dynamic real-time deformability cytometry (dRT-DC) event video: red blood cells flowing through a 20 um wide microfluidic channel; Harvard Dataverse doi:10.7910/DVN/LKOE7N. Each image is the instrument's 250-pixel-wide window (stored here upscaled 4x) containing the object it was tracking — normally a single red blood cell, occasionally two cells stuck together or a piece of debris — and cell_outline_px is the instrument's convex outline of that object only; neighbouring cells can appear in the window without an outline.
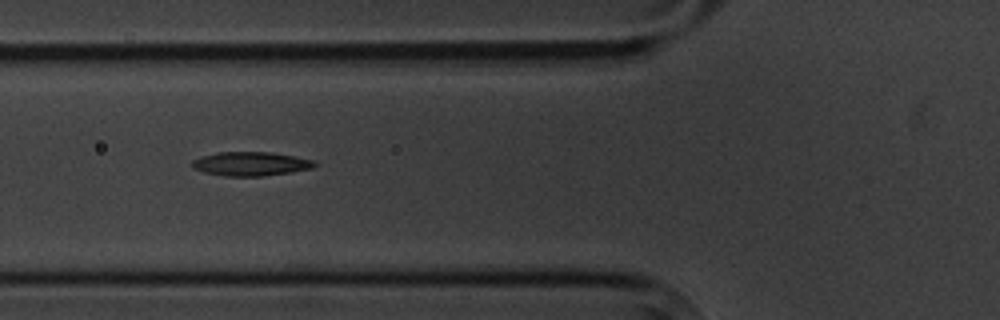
{"species": "common noctule bat (a hibernating species)", "species_latin": "Nyctalus noctula", "temperature_condition": "cold", "stored_images_in_passage": 3, "camera_frame_rate_fps": 3000, "um_per_image_px": 0.085, "animal": {"sex": "male", "body_mass_g": 20.1, "forearm_length_mm": 53.5}, "frame": {"image": 1, "passage_image": 2, "time_ms": 1.333, "image_size_px": [1000, 320], "cell_outline_px": [[320, 164], [312, 168], [292, 172], [264, 176], [224, 176], [204, 172], [192, 168], [192, 160], [200, 156], [216, 152], [272, 152], [312, 160]], "centroid_in_image_um": [21.29, 13.92], "position_along_channel_um": 104.5, "area_um2": 17.22}}
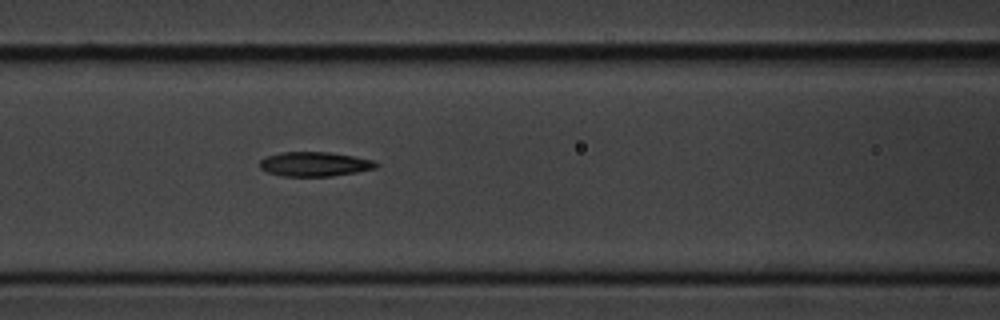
{"frame": {"image": 2, "passage_image": 3, "time_ms": 2.333, "image_size_px": [1000, 320], "cell_outline_px": [[380, 164], [376, 168], [356, 172], [332, 176], [284, 176], [268, 172], [260, 168], [260, 160], [268, 156], [280, 152], [328, 152], [352, 156], [372, 160]], "centroid_in_image_um": [26.75, 13.95], "position_along_channel_um": 139.9, "area_um2": 16.42}}